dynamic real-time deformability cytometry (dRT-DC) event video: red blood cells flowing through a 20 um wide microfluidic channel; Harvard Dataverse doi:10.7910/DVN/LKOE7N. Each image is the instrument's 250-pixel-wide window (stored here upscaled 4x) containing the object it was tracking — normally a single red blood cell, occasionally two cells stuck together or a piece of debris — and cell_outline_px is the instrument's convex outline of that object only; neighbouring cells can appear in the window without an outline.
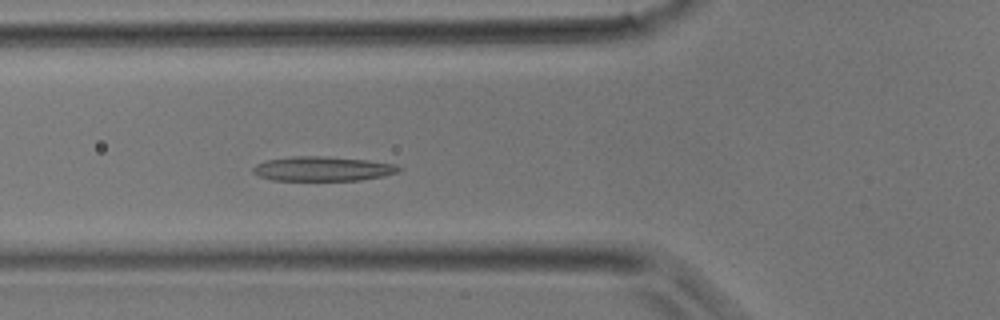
{"species": "common noctule bat (a hibernating species)", "species_latin": "Nyctalus noctula", "temperature_condition": "room temperature", "stored_images_in_passage": 34, "camera_frame_rate_fps": 3000, "um_per_image_px": 0.085, "animal": {"sex": "male", "body_mass_g": 17.9}, "frame": {"image": 1, "passage_image": 9, "time_ms": 2.667, "image_size_px": [1000, 320], "cell_outline_px": [[404, 168], [400, 172], [384, 176], [360, 180], [272, 180], [260, 176], [252, 172], [252, 168], [256, 164], [264, 160], [292, 156], [324, 156], [368, 160], [396, 164]], "centroid_in_image_um": [27.46, 14.34], "position_along_channel_um": 98.3, "area_um2": 21.04}}
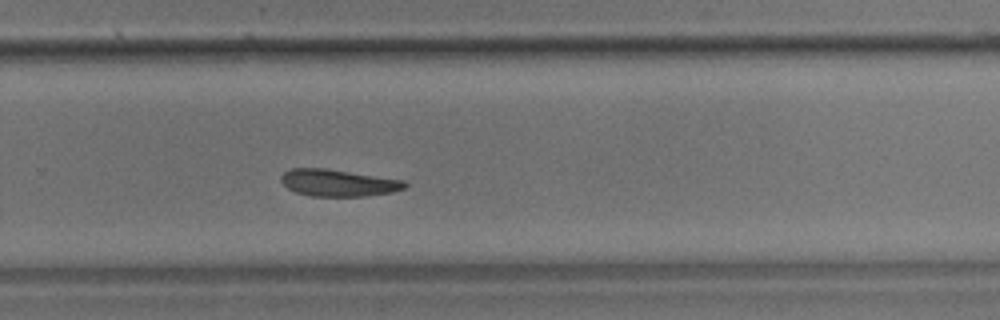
{"frame": {"image": 2, "passage_image": 21, "time_ms": 6.667, "image_size_px": [1000, 320], "cell_outline_px": [[408, 184], [404, 188], [392, 192], [364, 196], [312, 196], [296, 192], [288, 188], [280, 180], [280, 176], [284, 172], [292, 168], [324, 168], [404, 180]], "centroid_in_image_um": [28.73, 15.54], "position_along_channel_um": 301.1, "area_um2": 19.25}}
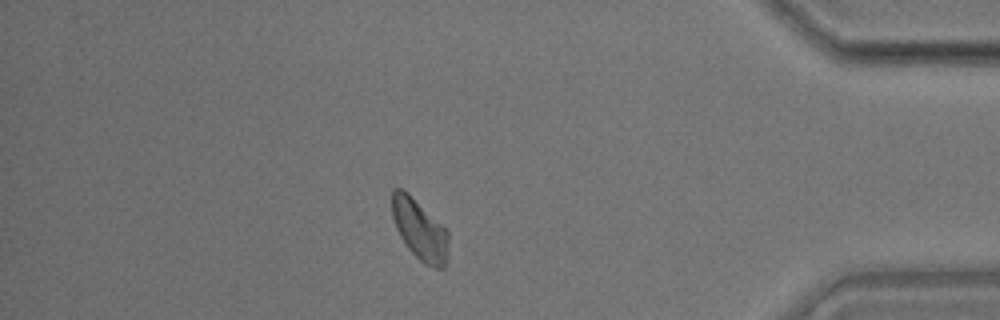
{"frame": {"image": 3, "passage_image": 29, "time_ms": 9.333, "image_size_px": [1000, 320], "cell_outline_px": [[448, 256], [444, 268], [436, 268], [424, 264], [408, 248], [400, 236], [396, 228], [392, 216], [392, 188], [400, 188], [408, 192], [448, 232]], "centroid_in_image_um": [35.66, 19.53], "position_along_channel_um": 399.5, "area_um2": 19.71}}